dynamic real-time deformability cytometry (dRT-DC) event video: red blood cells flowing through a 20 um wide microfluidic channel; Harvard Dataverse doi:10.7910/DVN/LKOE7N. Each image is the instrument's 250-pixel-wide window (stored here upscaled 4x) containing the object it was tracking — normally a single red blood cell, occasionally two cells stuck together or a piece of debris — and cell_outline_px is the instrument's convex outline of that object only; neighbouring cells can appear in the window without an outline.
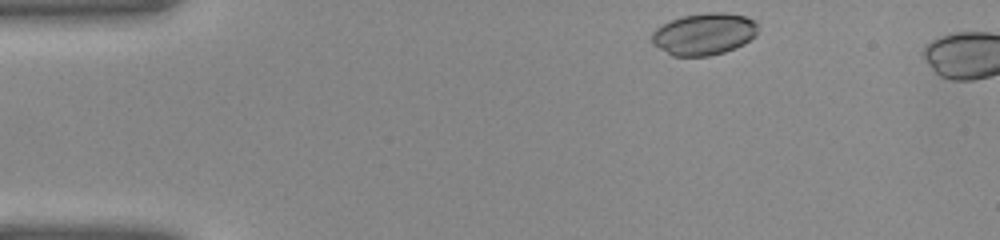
{"species": "common noctule bat (a hibernating species)", "species_latin": "Nyctalus noctula", "temperature_condition": "warm", "stored_images_in_passage": 3, "camera_frame_rate_fps": 3000, "um_per_image_px": 0.085, "animal": {"sex": "female", "body_mass_g": 22.0, "forearm_length_mm": 56.7}, "frame": {"image": 1, "passage_image": 1, "time_ms": 0.0, "image_size_px": [1000, 240], "cell_outline_px": [[756, 36], [744, 44], [724, 52], [708, 56], [672, 56], [652, 44], [652, 32], [656, 28], [672, 20], [684, 16], [708, 12], [728, 12], [744, 16], [752, 20], [756, 24]], "centroid_in_image_um": [59.83, 2.9], "position_along_channel_um": 25.2, "area_um2": 25.78}}